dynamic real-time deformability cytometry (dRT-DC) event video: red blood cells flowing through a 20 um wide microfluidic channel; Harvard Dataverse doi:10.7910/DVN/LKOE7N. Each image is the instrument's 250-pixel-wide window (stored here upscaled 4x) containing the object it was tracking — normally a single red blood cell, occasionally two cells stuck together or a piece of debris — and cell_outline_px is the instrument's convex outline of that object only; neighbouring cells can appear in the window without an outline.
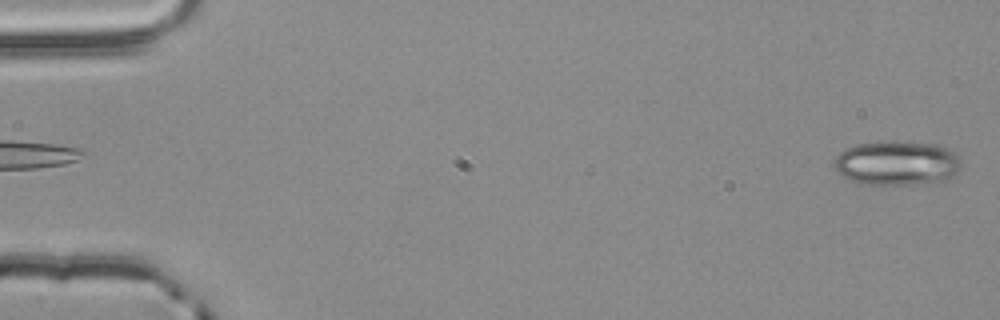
{"species": "common noctule bat (a hibernating species)", "species_latin": "Nyctalus noctula", "temperature_condition": "room temperature", "stored_images_in_passage": 4, "segment_of_instrument_passage": [2, 2], "camera_frame_rate_fps": 3000, "um_per_image_px": 0.085, "animal": {"sex": "male", "body_mass_g": 20.4}, "frame": {"image": 1, "passage_image": 4, "time_ms": 1.0, "image_size_px": [1000, 320], "cell_outline_px": [[960, 168], [944, 180], [912, 184], [868, 184], [852, 180], [836, 172], [832, 164], [832, 160], [840, 152], [856, 144], [892, 140], [936, 144], [948, 148], [960, 156]], "centroid_in_image_um": [76.21, 13.83], "position_along_channel_um": 8.8, "area_um2": 32.89}}